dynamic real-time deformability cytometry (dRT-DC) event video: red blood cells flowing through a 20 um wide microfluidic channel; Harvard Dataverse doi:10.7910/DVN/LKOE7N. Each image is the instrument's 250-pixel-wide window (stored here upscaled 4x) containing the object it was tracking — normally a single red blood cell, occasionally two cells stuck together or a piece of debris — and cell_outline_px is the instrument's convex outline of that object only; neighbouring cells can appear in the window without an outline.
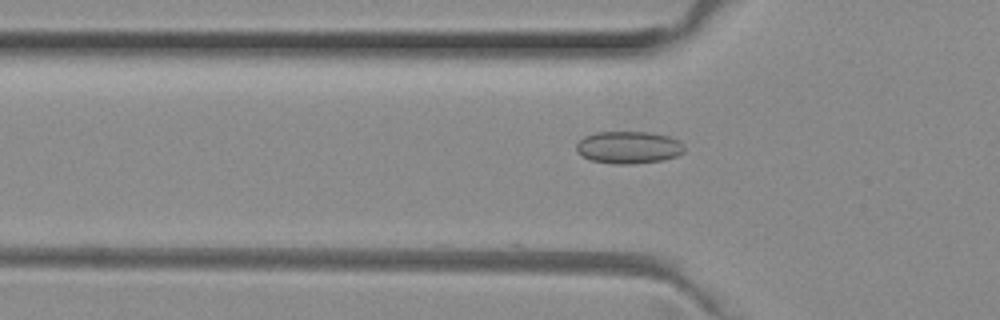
{"species": "common noctule bat (a hibernating species)", "species_latin": "Nyctalus noctula", "temperature_condition": "room temperature", "stored_images_in_passage": 38, "camera_frame_rate_fps": 3000, "um_per_image_px": 0.085, "animal": {"sex": "female", "body_mass_g": 29.2, "forearm_length_mm": 56.3}, "frame": {"image": 1, "passage_image": 3, "time_ms": 0.667, "image_size_px": [1000, 320], "cell_outline_px": [[684, 152], [676, 156], [664, 160], [632, 164], [612, 164], [592, 160], [576, 152], [576, 144], [584, 136], [596, 132], [652, 132], [668, 136], [676, 140], [684, 148]], "centroid_in_image_um": [53.4, 12.53], "position_along_channel_um": 72.4, "area_um2": 20.29}}
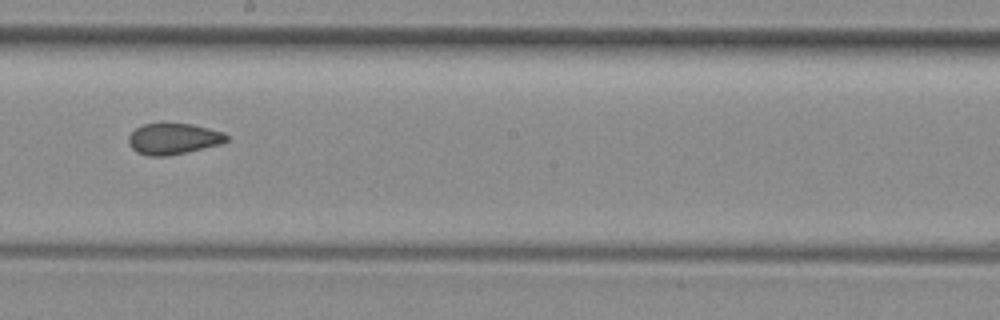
{"frame": {"image": 2, "passage_image": 15, "time_ms": 4.667, "image_size_px": [1000, 320], "cell_outline_px": [[228, 140], [220, 144], [168, 156], [148, 156], [136, 152], [128, 144], [128, 136], [136, 128], [144, 124], [192, 124], [224, 132], [228, 136]], "centroid_in_image_um": [14.72, 11.81], "position_along_channel_um": 233.5, "area_um2": 17.63}}
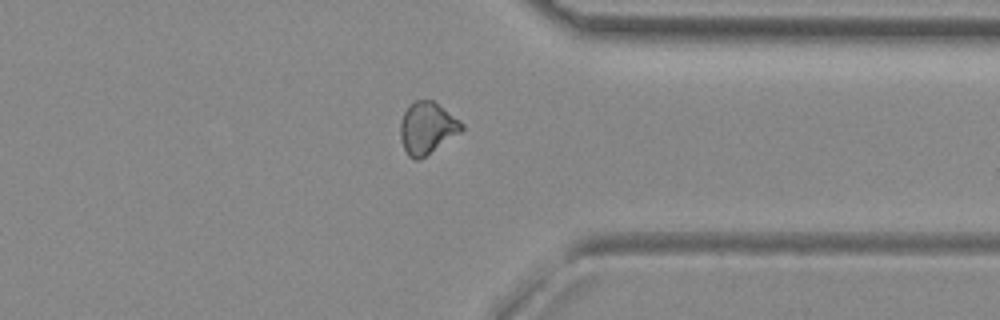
{"frame": {"image": 3, "passage_image": 26, "time_ms": 8.333, "image_size_px": [1000, 320], "cell_outline_px": [[464, 128], [460, 132], [420, 160], [416, 160], [408, 156], [400, 140], [400, 124], [404, 112], [408, 104], [416, 100], [432, 100], [460, 120], [464, 124]], "centroid_in_image_um": [36.28, 10.88], "position_along_channel_um": 375.1, "area_um2": 18.5}, "authors_computed_cell_mechanics": {"area_um2": 18.0625, "velocity_mm_per_s": 4.0131, "shape_relaxation_time_tau1_ms": null, "shape_relaxation_time_tau2_ms": 3.0604, "deformation_change_tau1": null, "deformation_change_tau2": 0.0863}}